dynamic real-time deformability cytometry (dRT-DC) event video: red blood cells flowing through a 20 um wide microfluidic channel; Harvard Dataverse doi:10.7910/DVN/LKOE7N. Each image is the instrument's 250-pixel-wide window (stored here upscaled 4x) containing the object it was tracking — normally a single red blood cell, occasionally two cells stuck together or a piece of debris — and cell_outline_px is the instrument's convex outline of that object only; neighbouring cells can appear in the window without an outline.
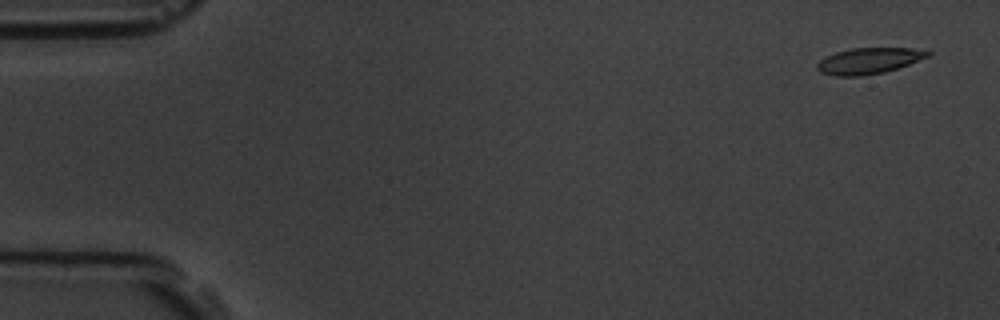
{"species": "common noctule bat (a hibernating species)", "species_latin": "Nyctalus noctula", "temperature_condition": "room temperature", "stored_images_in_passage": 5, "camera_frame_rate_fps": 3000, "um_per_image_px": 0.085, "animal": {"sex": "male", "body_mass_g": 19.5, "forearm_length_mm": 54.6}, "frame": {"image": 1, "passage_image": 1, "time_ms": 0.0, "image_size_px": [1000, 320], "cell_outline_px": [[932, 56], [884, 72], [860, 76], [836, 76], [820, 72], [816, 68], [816, 64], [820, 60], [836, 52], [852, 48], [912, 48], [932, 52]], "centroid_in_image_um": [73.86, 5.17], "position_along_channel_um": 11.1, "area_um2": 16.7}}
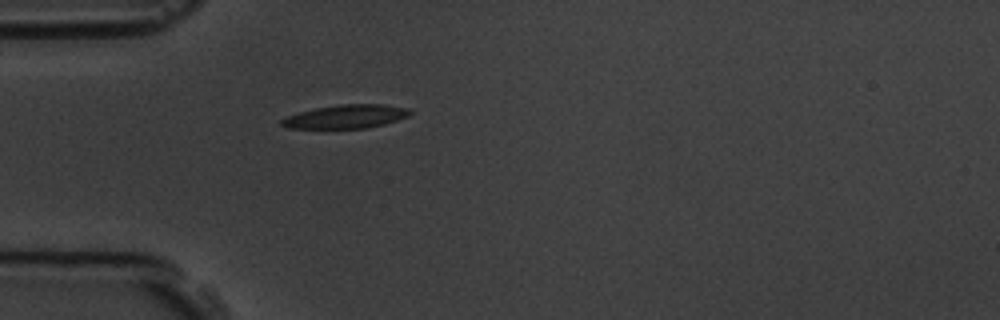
{"frame": {"image": 2, "passage_image": 5, "time_ms": 4.667, "image_size_px": [1000, 320], "cell_outline_px": [[412, 112], [408, 116], [384, 124], [364, 128], [288, 128], [280, 124], [280, 120], [284, 116], [316, 108], [340, 104], [384, 104], [408, 108]], "centroid_in_image_um": [29.38, 9.9], "position_along_channel_um": 55.6, "area_um2": 17.57}}